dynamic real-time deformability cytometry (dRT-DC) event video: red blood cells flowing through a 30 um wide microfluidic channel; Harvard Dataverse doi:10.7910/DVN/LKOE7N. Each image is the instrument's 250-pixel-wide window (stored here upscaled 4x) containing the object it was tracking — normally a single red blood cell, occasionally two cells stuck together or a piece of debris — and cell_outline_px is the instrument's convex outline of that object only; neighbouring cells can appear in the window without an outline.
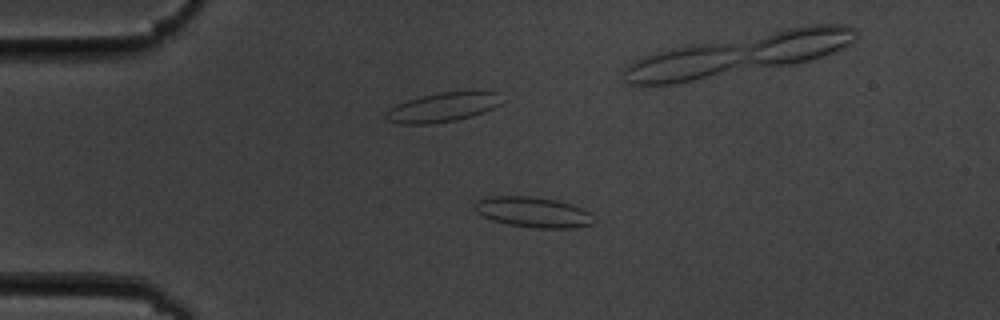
{"species": "common noctule bat (a hibernating species)", "species_latin": "Nyctalus noctula", "temperature_condition": "cold", "stored_images_in_passage": 7, "segment_of_instrument_passage": [1, 2], "camera_frame_rate_fps": 3000, "um_per_image_px": 0.085, "animal": {"sex": "male", "body_mass_g": 19.5, "forearm_length_mm": 54.6}, "frame": {"image": 1, "passage_image": 4, "time_ms": 4.333, "image_size_px": [1000, 320], "cell_outline_px": [[596, 220], [592, 224], [572, 228], [536, 228], [508, 224], [484, 216], [476, 212], [472, 204], [476, 200], [488, 196], [532, 196], [556, 200], [580, 208], [588, 212]], "centroid_in_image_um": [45.28, 18.02], "position_along_channel_um": 39.7, "area_um2": 20.98}}
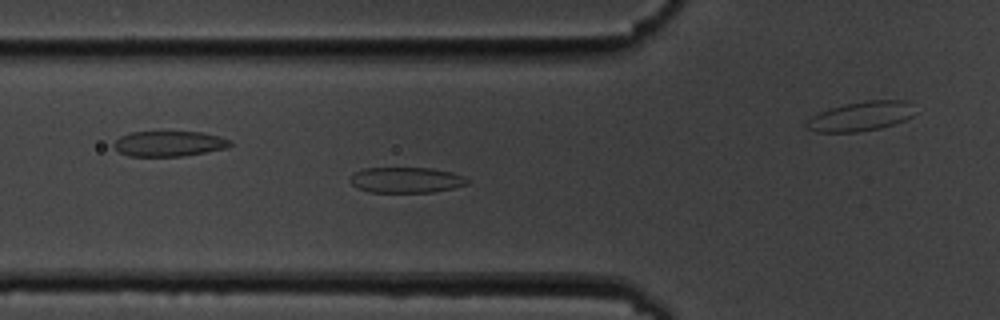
{"frame": {"image": 2, "passage_image": 6, "time_ms": 6.667, "image_size_px": [1000, 320], "cell_outline_px": [[468, 184], [436, 192], [368, 192], [356, 188], [348, 180], [352, 172], [360, 168], [432, 168], [452, 172], [464, 176], [468, 180]], "centroid_in_image_um": [34.46, 15.29], "position_along_channel_um": 91.3, "area_um2": 17.8}}